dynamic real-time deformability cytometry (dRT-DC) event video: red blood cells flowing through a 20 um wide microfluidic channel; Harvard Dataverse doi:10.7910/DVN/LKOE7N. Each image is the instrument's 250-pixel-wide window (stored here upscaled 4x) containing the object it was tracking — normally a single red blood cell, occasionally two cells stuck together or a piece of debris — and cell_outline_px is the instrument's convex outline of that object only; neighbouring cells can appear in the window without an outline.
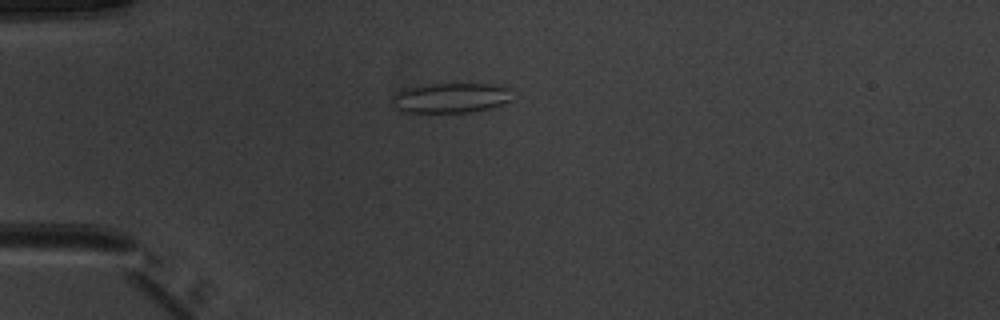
{"species": "common noctule bat (a hibernating species)", "species_latin": "Nyctalus noctula", "temperature_condition": "warm", "stored_images_in_passage": 38, "camera_frame_rate_fps": 3000, "um_per_image_px": 0.085, "animal": {"sex": "male", "body_mass_g": 20.1, "forearm_length_mm": 53.5}, "frame": {"image": 1, "passage_image": 1, "time_ms": 0.0, "image_size_px": [1000, 320], "cell_outline_px": [[508, 100], [500, 104], [488, 108], [468, 112], [400, 112], [396, 108], [392, 100], [392, 96], [396, 92], [404, 88], [428, 84], [492, 84], [508, 88]], "centroid_in_image_um": [38.2, 8.31], "position_along_channel_um": 46.8, "area_um2": 20.58}}
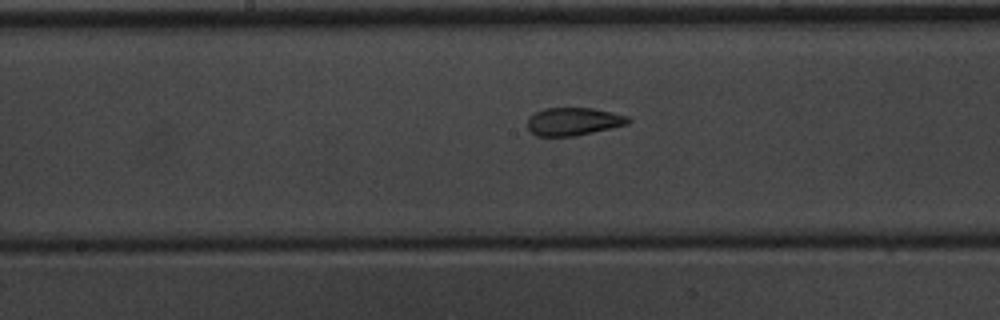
{"frame": {"image": 2, "passage_image": 14, "time_ms": 4.333, "image_size_px": [1000, 320], "cell_outline_px": [[632, 120], [628, 124], [576, 136], [536, 136], [528, 128], [528, 116], [544, 108], [592, 108], [612, 112], [628, 116]], "centroid_in_image_um": [48.75, 10.32], "position_along_channel_um": 199.5, "area_um2": 16.42}}
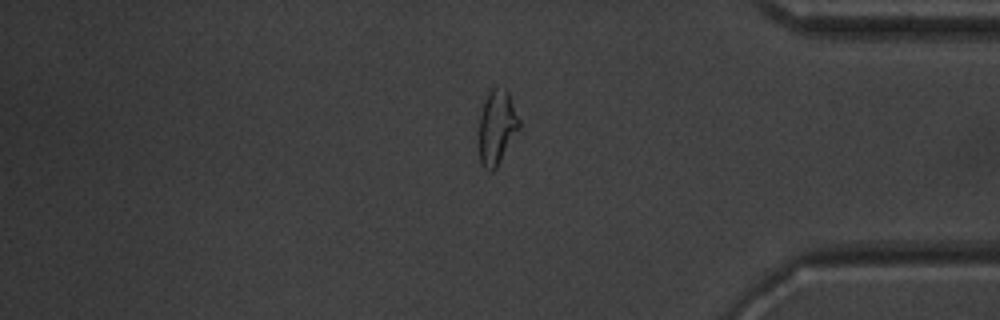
{"frame": {"image": 3, "passage_image": 30, "time_ms": 9.667, "image_size_px": [1000, 320], "cell_outline_px": [[520, 128], [496, 168], [492, 172], [488, 172], [480, 164], [480, 116], [488, 92], [496, 84], [504, 88], [508, 92], [520, 120]], "centroid_in_image_um": [42.25, 10.81], "position_along_channel_um": 393.0, "area_um2": 17.4}, "authors_computed_cell_mechanics": {"area_um2": 17.1955, "velocity_mm_per_s": 4.0081, "shape_relaxation_time_tau1_ms": null, "shape_relaxation_time_tau2_ms": 1.6247, "deformation_change_tau1": null, "deformation_change_tau2": 0.0846}}